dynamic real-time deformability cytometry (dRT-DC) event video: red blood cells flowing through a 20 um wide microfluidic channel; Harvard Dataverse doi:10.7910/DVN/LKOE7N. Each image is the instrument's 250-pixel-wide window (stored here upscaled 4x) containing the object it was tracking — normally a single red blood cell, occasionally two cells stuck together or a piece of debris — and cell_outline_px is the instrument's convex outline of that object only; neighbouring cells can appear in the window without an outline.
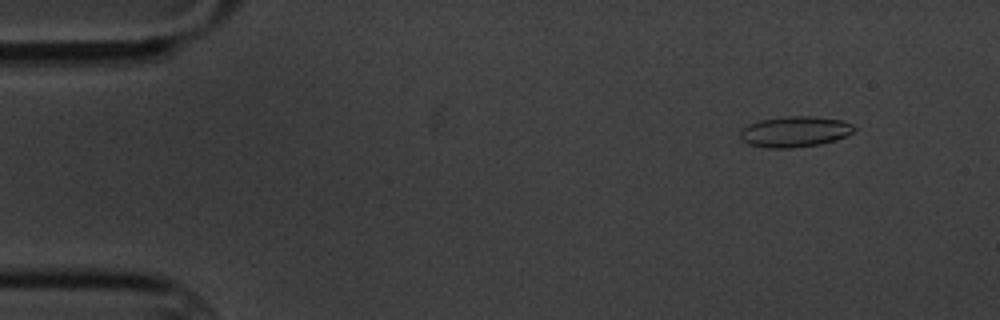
{"species": "common noctule bat (a hibernating species)", "species_latin": "Nyctalus noctula", "temperature_condition": "cold", "stored_images_in_passage": 5, "camera_frame_rate_fps": 3000, "um_per_image_px": 0.085, "animal": {"sex": "male", "body_mass_g": 20.1, "forearm_length_mm": 53.5}, "frame": {"image": 1, "passage_image": 2, "time_ms": 1.333, "image_size_px": [1000, 320], "cell_outline_px": [[856, 128], [852, 132], [836, 140], [820, 144], [792, 148], [764, 148], [748, 144], [740, 140], [740, 132], [748, 124], [760, 120], [784, 116], [812, 116], [840, 120], [852, 124]], "centroid_in_image_um": [67.52, 11.2], "position_along_channel_um": 17.5, "area_um2": 20.46}}